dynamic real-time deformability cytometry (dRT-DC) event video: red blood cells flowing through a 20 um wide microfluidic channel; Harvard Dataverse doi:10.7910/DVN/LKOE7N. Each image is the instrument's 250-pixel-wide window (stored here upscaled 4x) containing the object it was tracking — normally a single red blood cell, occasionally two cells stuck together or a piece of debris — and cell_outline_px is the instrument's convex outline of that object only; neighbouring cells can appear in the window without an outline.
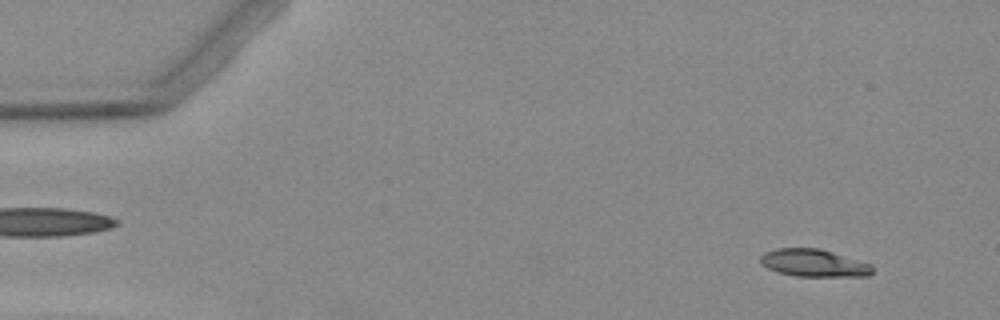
{"species": "Egyptian fruit bat (a non-hibernating species)", "species_latin": "Rousettus aegyptiacus", "temperature_condition": "warm", "stored_images_in_passage": 2, "camera_frame_rate_fps": 3000, "um_per_image_px": 0.085, "animal": {"sex": "female"}, "frame": {"image": 1, "passage_image": 2, "time_ms": 2.333, "image_size_px": [1000, 320], "cell_outline_px": [[872, 272], [868, 276], [796, 276], [780, 272], [768, 268], [760, 264], [760, 256], [764, 252], [776, 248], [820, 248], [872, 264]], "centroid_in_image_um": [69.16, 22.34], "position_along_channel_um": 15.8, "area_um2": 17.92}}